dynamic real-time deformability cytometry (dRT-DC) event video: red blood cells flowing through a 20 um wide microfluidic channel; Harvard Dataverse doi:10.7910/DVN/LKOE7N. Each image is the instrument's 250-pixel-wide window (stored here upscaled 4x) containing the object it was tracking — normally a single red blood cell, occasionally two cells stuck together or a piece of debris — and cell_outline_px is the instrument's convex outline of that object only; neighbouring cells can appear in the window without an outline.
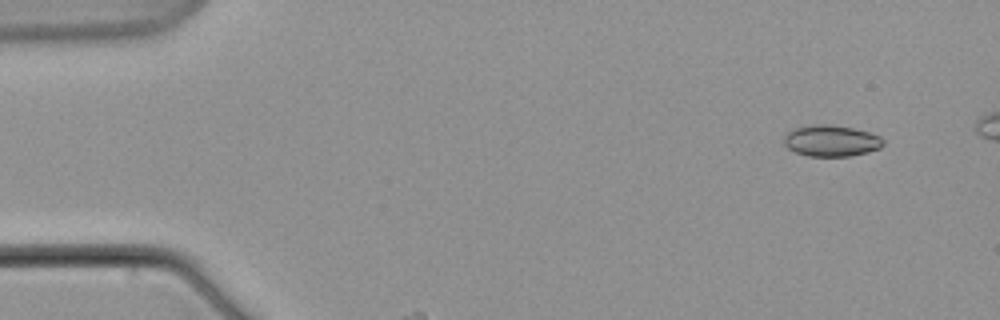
{"species": "common noctule bat (a hibernating species)", "species_latin": "Nyctalus noctula", "temperature_condition": "warm", "stored_images_in_passage": 9, "camera_frame_rate_fps": 3000, "um_per_image_px": 0.085, "animal": {"sex": "male", "body_mass_g": 21.5, "forearm_length_mm": 52.0}, "frame": {"image": 1, "passage_image": 2, "time_ms": 1.0, "image_size_px": [1000, 320], "cell_outline_px": [[884, 144], [880, 148], [868, 152], [852, 156], [808, 156], [796, 152], [788, 148], [784, 144], [784, 136], [788, 132], [796, 128], [816, 124], [832, 124], [852, 128], [868, 132], [880, 136], [884, 140]], "centroid_in_image_um": [70.67, 11.97], "position_along_channel_um": 14.3, "area_um2": 18.09}}
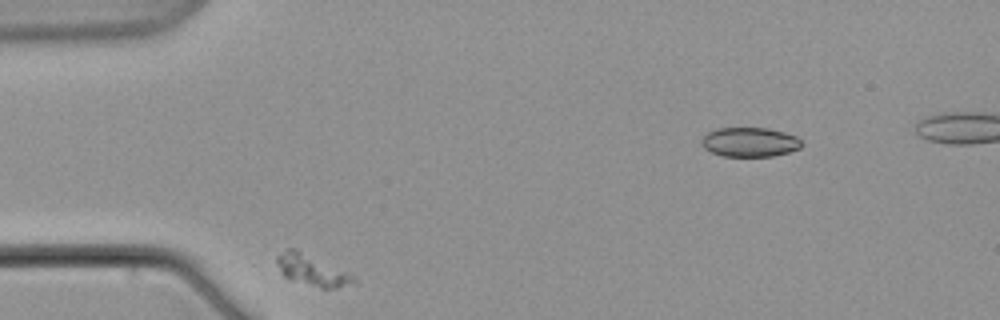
{"frame": {"image": 2, "passage_image": 3, "time_ms": 2.333, "image_size_px": [1000, 320], "cell_outline_px": [[356, 284], [336, 288], [320, 288], [292, 280], [284, 276], [280, 272], [276, 264], [276, 256], [288, 248], [296, 248], [348, 272], [356, 280]], "centroid_in_image_um": [26.51, 22.97], "position_along_channel_um": 58.5, "area_um2": 13.99}}
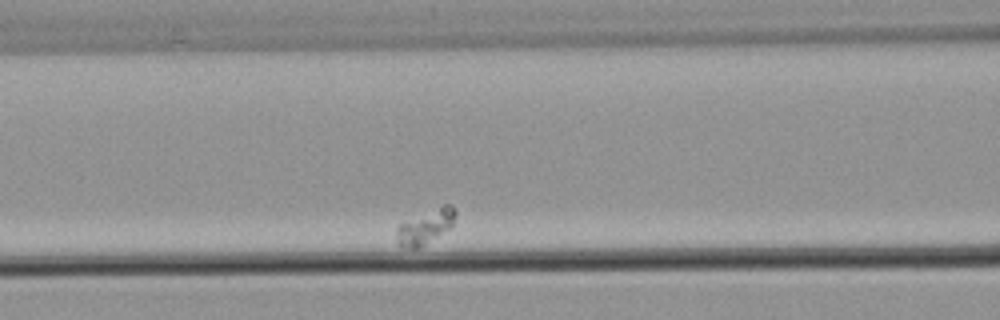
{"frame": {"image": 3, "passage_image": 6, "time_ms": 6.0, "image_size_px": [1000, 320], "cell_outline_px": [[456, 216], [452, 224], [448, 228], [424, 244], [416, 248], [400, 248], [396, 244], [396, 228], [400, 224], [444, 204], [452, 204], [456, 212]], "centroid_in_image_um": [36.12, 19.28], "position_along_channel_um": 130.5, "area_um2": 11.44}}